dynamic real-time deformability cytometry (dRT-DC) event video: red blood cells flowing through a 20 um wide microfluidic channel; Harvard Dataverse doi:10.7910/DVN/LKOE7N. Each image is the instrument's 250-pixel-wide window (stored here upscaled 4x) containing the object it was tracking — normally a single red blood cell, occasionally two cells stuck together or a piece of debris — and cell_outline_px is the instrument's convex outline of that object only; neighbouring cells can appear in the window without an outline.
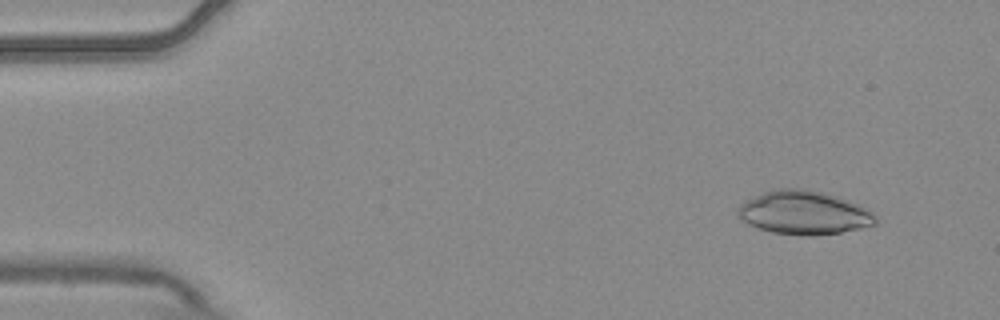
{"species": "common noctule bat (a hibernating species)", "species_latin": "Nyctalus noctula", "temperature_condition": "warm", "stored_images_in_passage": 5, "camera_frame_rate_fps": 3000, "um_per_image_px": 0.085, "animal": {"sex": "male", "body_mass_g": 20.4}, "frame": {"image": 1, "passage_image": 1, "time_ms": 0.0, "image_size_px": [1000, 320], "cell_outline_px": [[876, 224], [860, 228], [840, 232], [812, 236], [808, 236], [772, 232], [756, 228], [748, 224], [736, 216], [736, 212], [740, 204], [744, 200], [764, 192], [776, 188], [804, 188], [824, 192], [840, 196], [872, 212], [876, 216]], "centroid_in_image_um": [68.28, 18.07], "position_along_channel_um": 16.7, "area_um2": 35.2}}